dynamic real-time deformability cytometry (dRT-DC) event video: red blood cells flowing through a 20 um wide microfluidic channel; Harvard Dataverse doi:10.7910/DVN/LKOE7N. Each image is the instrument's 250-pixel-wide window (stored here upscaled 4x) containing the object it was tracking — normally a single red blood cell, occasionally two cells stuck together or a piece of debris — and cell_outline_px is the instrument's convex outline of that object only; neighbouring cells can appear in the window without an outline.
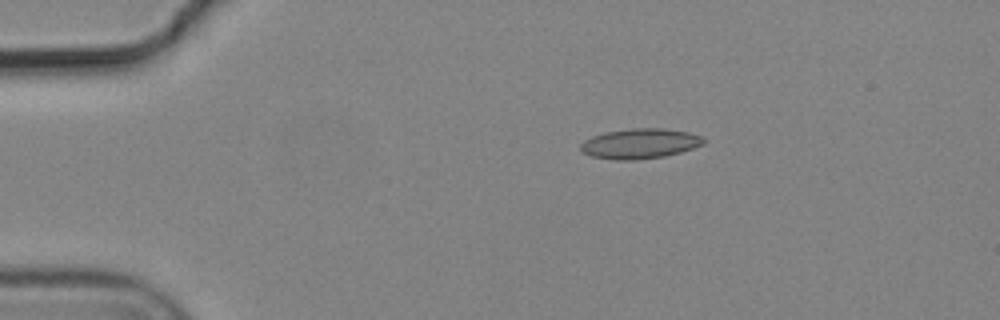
{"species": "common noctule bat (a hibernating species)", "species_latin": "Nyctalus noctula", "temperature_condition": "cold", "stored_images_in_passage": 7, "camera_frame_rate_fps": 3000, "um_per_image_px": 0.085, "animal": {"sex": "male", "body_mass_g": 19.2, "forearm_length_mm": 51.8}, "frame": {"image": 1, "passage_image": 3, "time_ms": 0.667, "image_size_px": [1000, 320], "cell_outline_px": [[708, 140], [704, 144], [680, 152], [664, 156], [636, 160], [616, 160], [592, 156], [584, 152], [580, 148], [580, 144], [584, 140], [592, 136], [604, 132], [632, 128], [664, 128], [688, 132], [700, 136]], "centroid_in_image_um": [54.4, 12.2], "position_along_channel_um": 30.6, "area_um2": 21.56}}
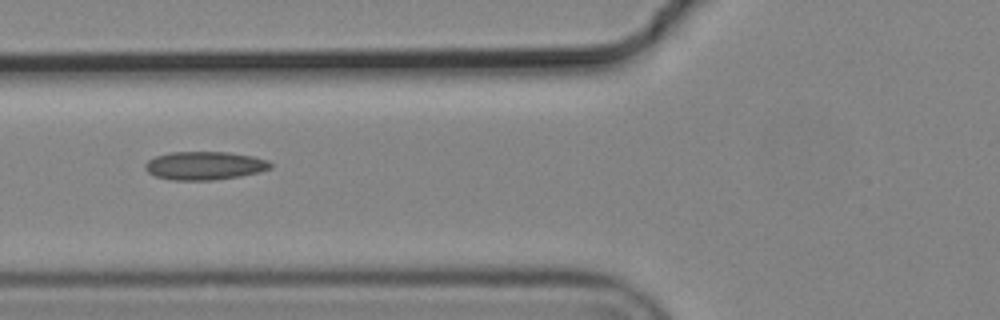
{"frame": {"image": 2, "passage_image": 6, "time_ms": 1.667, "image_size_px": [1000, 320], "cell_outline_px": [[272, 168], [260, 172], [240, 176], [212, 180], [172, 180], [156, 176], [148, 172], [144, 168], [144, 164], [148, 160], [156, 156], [168, 152], [224, 152], [252, 156], [268, 160], [272, 164]], "centroid_in_image_um": [17.39, 14.08], "position_along_channel_um": 108.4, "area_um2": 20.69}}
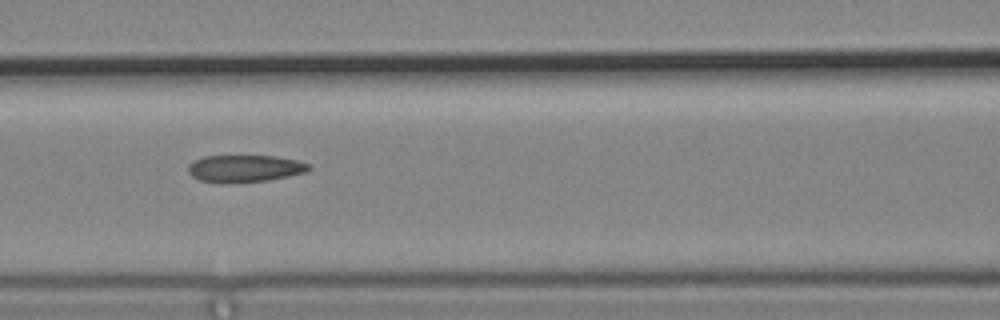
{"frame": {"image": 3, "passage_image": 7, "time_ms": 2.0, "image_size_px": [1000, 320], "cell_outline_px": [[312, 168], [308, 172], [268, 180], [200, 180], [192, 176], [188, 172], [188, 164], [192, 160], [204, 156], [276, 156], [296, 160], [312, 164]], "centroid_in_image_um": [20.87, 14.27], "position_along_channel_um": 145.7, "area_um2": 18.44}}